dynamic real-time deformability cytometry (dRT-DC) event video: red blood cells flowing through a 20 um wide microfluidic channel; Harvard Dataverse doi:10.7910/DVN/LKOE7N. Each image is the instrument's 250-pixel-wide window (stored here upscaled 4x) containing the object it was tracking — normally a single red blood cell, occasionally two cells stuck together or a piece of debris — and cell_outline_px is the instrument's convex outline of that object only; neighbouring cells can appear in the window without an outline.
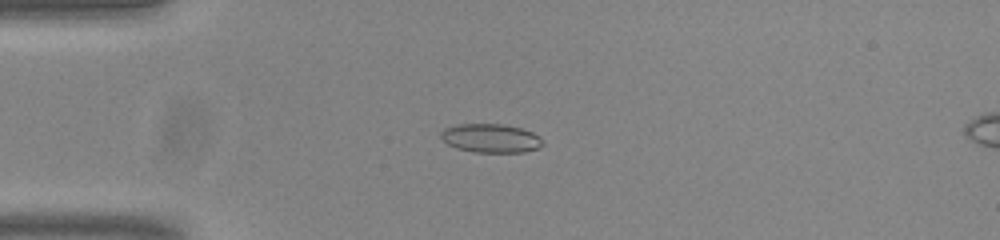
{"species": "common noctule bat (a hibernating species)", "species_latin": "Nyctalus noctula", "temperature_condition": "room temperature", "stored_images_in_passage": 36, "camera_frame_rate_fps": 3000, "um_per_image_px": 0.085, "animal": {"sex": "male", "body_mass_g": 20.0, "forearm_length_mm": 53.3}, "frame": {"image": 1, "passage_image": 2, "time_ms": 0.333, "image_size_px": [1000, 240], "cell_outline_px": [[544, 144], [536, 148], [524, 152], [476, 152], [456, 148], [448, 144], [440, 136], [440, 132], [444, 128], [456, 124], [504, 124], [520, 128], [532, 132], [540, 136], [544, 140]], "centroid_in_image_um": [41.72, 11.74], "position_along_channel_um": 43.3, "area_um2": 17.11}}
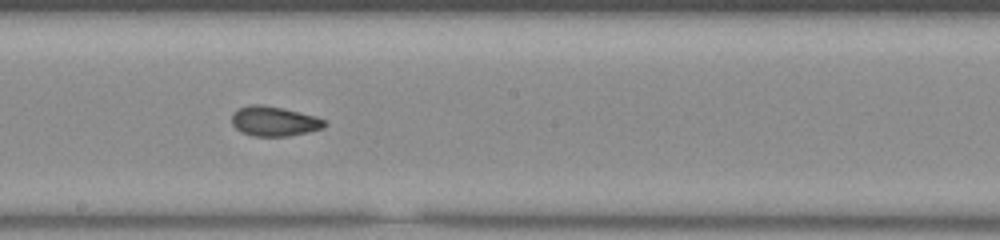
{"frame": {"image": 2, "passage_image": 18, "time_ms": 5.667, "image_size_px": [1000, 240], "cell_outline_px": [[328, 124], [324, 128], [308, 132], [288, 136], [252, 136], [240, 132], [232, 124], [232, 112], [240, 108], [252, 104], [260, 104], [280, 108], [316, 116], [324, 120]], "centroid_in_image_um": [23.3, 10.32], "position_along_channel_um": 224.9, "area_um2": 16.07}}
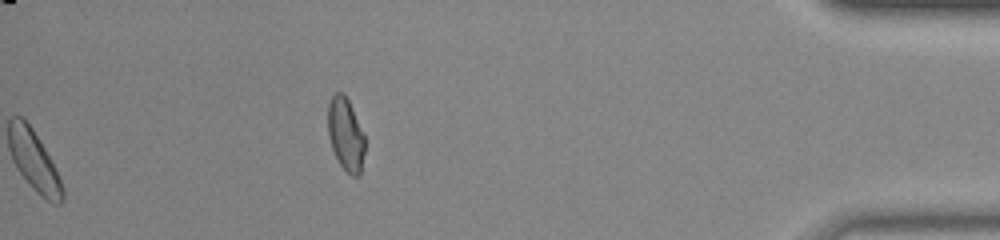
{"frame": {"image": 3, "passage_image": 36, "time_ms": 11.667, "image_size_px": [1000, 240], "cell_outline_px": [[364, 152], [360, 172], [356, 176], [352, 176], [340, 164], [332, 148], [328, 136], [328, 104], [332, 96], [336, 92], [344, 92], [352, 108], [364, 136]], "centroid_in_image_um": [29.36, 11.38], "position_along_channel_um": 405.8, "area_um2": 15.37}, "authors_computed_cell_mechanics": {"area_um2": 16.3285, "velocity_mm_per_s": 3.8327, "shape_relaxation_time_tau1_ms": 5.1061, "shape_relaxation_time_tau2_ms": 1.6238, "deformation_change_tau1": 0.1427, "deformation_change_tau2": 0.069}}